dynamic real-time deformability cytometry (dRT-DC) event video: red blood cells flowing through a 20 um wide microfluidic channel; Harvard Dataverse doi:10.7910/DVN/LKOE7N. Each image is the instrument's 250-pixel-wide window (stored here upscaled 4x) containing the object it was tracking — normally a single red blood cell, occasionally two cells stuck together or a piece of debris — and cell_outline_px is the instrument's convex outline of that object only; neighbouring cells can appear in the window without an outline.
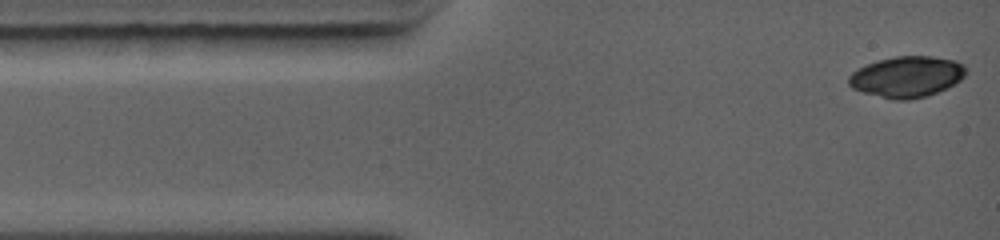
{"species": "common noctule bat (a hibernating species)", "species_latin": "Nyctalus noctula", "temperature_condition": "warm", "stored_images_in_passage": 12, "camera_frame_rate_fps": 5000, "um_per_image_px": 0.085, "animal": {"sex": "female", "body_mass_g": 19.0, "forearm_length_mm": 56.7}, "frame": {"image": 1, "passage_image": 1, "time_ms": 0.0, "image_size_px": [1000, 240], "cell_outline_px": [[968, 72], [960, 80], [936, 92], [924, 96], [908, 100], [896, 100], [864, 92], [852, 88], [848, 84], [848, 76], [852, 72], [876, 60], [896, 56], [932, 56], [956, 60], [964, 64], [968, 68]], "centroid_in_image_um": [77.1, 6.5], "position_along_channel_um": 7.9, "area_um2": 27.86}}
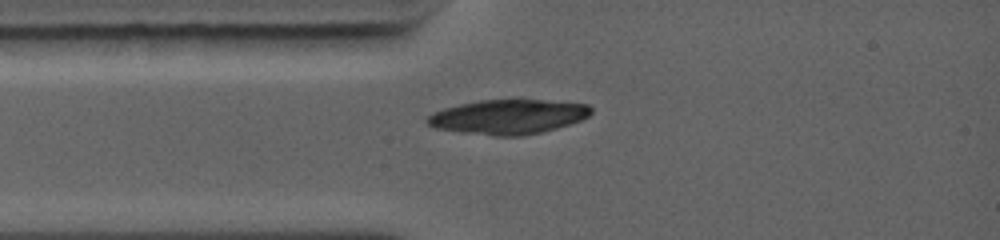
{"frame": {"image": 2, "passage_image": 12, "time_ms": 2.2, "image_size_px": [1000, 240], "cell_outline_px": [[592, 112], [588, 116], [580, 120], [556, 128], [540, 132], [520, 136], [492, 136], [460, 132], [436, 128], [428, 124], [424, 120], [432, 112], [444, 108], [460, 104], [480, 100], [544, 100], [588, 104], [592, 108]], "centroid_in_image_um": [43.17, 9.93], "position_along_channel_um": 41.8, "area_um2": 32.89}}